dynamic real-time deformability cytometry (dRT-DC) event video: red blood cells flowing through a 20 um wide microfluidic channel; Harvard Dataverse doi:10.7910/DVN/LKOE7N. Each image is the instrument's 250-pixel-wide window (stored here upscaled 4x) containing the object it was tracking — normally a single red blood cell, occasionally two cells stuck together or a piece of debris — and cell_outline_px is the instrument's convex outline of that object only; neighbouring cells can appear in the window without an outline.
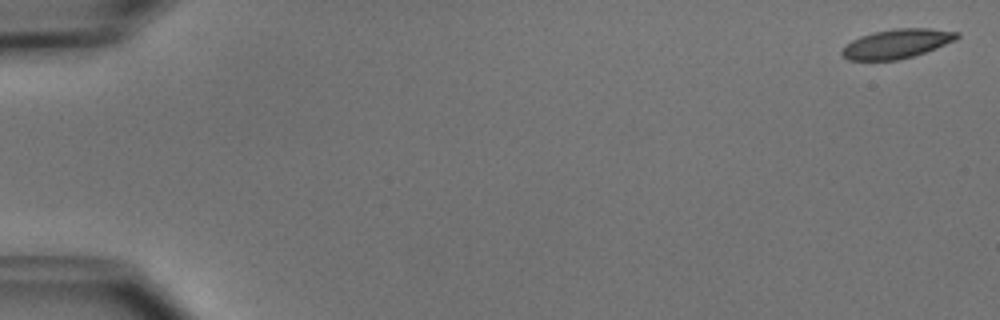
{"species": "common noctule bat (a hibernating species)", "species_latin": "Nyctalus noctula", "temperature_condition": "cold", "stored_images_in_passage": 5, "camera_frame_rate_fps": 3000, "um_per_image_px": 0.085, "animal": {"sex": "male", "body_mass_g": 15.6}, "frame": {"image": 1, "passage_image": 1, "time_ms": 0.0, "image_size_px": [1000, 320], "cell_outline_px": [[960, 36], [956, 40], [936, 48], [912, 56], [896, 60], [848, 60], [840, 56], [840, 52], [852, 40], [860, 36], [872, 32], [896, 28], [932, 28], [960, 32]], "centroid_in_image_um": [76.24, 3.7], "position_along_channel_um": 8.8, "area_um2": 19.65}}
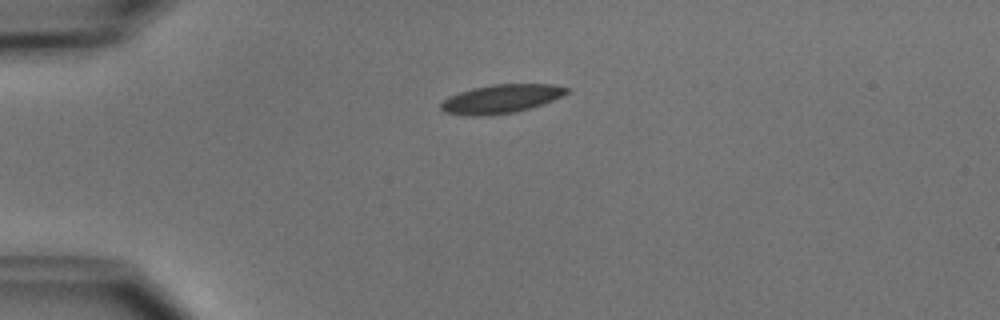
{"frame": {"image": 2, "passage_image": 4, "time_ms": 4.0, "image_size_px": [1000, 320], "cell_outline_px": [[568, 92], [552, 100], [516, 112], [488, 116], [468, 116], [444, 112], [440, 108], [440, 104], [448, 96], [472, 88], [492, 84], [556, 84], [568, 88]], "centroid_in_image_um": [42.54, 8.4], "position_along_channel_um": 42.5, "area_um2": 20.98}}